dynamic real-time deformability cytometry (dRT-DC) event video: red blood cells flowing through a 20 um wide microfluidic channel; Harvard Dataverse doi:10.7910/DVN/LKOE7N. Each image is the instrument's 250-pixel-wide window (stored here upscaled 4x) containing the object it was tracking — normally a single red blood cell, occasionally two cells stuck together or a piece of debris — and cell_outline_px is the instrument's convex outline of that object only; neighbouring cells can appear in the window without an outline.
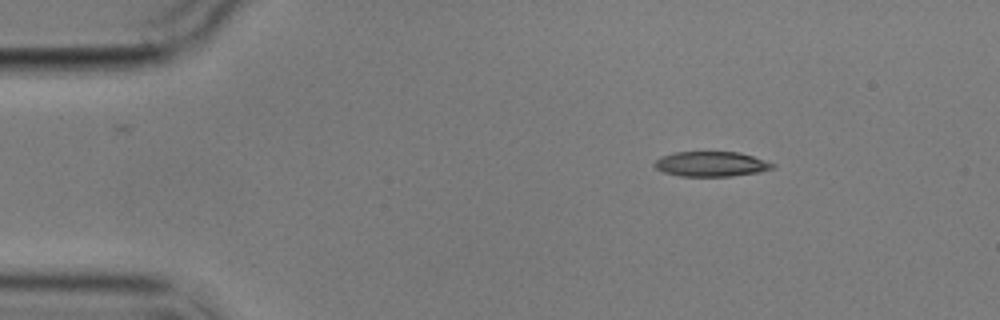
{"species": "common noctule bat (a hibernating species)", "species_latin": "Nyctalus noctula", "temperature_condition": "cold", "stored_images_in_passage": 5, "camera_frame_rate_fps": 3000, "um_per_image_px": 0.085, "animal": {"sex": "male", "body_mass_g": 17.9}, "frame": {"image": 1, "passage_image": 2, "time_ms": 1.333, "image_size_px": [1000, 320], "cell_outline_px": [[776, 164], [772, 168], [760, 172], [732, 176], [680, 176], [664, 172], [656, 168], [652, 164], [660, 156], [676, 152], [740, 152]], "centroid_in_image_um": [60.43, 13.94], "position_along_channel_um": 24.6, "area_um2": 17.17}}
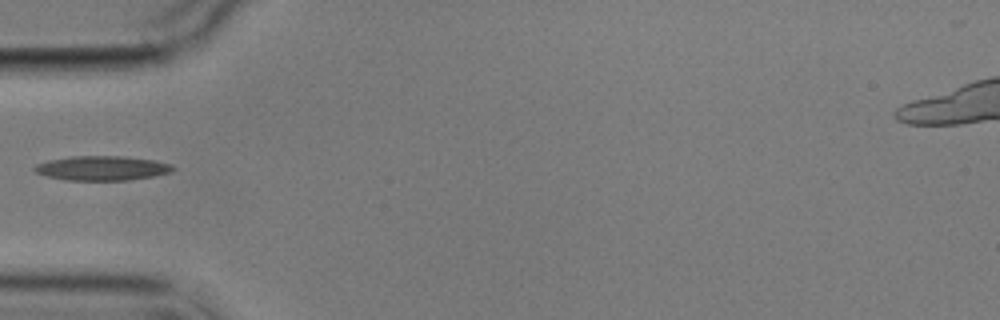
{"frame": {"image": 2, "passage_image": 5, "time_ms": 4.667, "image_size_px": [1000, 320], "cell_outline_px": [[176, 168], [168, 172], [152, 176], [128, 180], [64, 180], [48, 176], [36, 172], [32, 168], [36, 164], [48, 160], [72, 156], [120, 156], [156, 160], [172, 164]], "centroid_in_image_um": [8.66, 14.28], "position_along_channel_um": 76.3, "area_um2": 19.65}}